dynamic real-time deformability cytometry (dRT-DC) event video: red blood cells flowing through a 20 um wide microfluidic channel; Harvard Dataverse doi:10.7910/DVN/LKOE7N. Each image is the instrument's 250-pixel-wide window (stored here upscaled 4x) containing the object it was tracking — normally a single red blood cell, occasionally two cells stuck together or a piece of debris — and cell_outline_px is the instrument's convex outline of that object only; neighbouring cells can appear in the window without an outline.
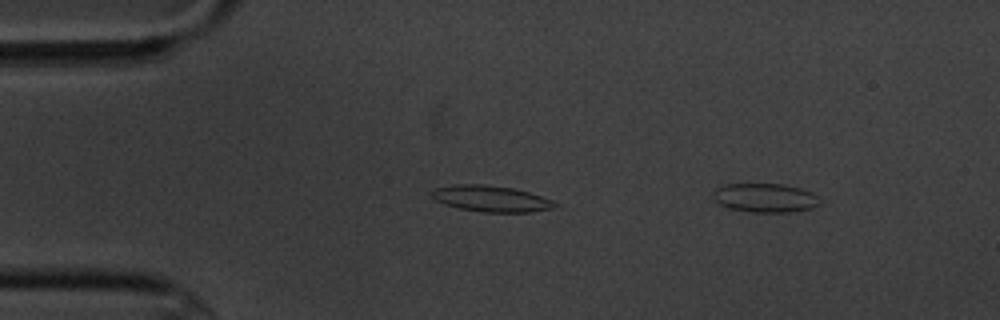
{"species": "common noctule bat (a hibernating species)", "species_latin": "Nyctalus noctula", "temperature_condition": "cold", "stored_images_in_passage": 6, "camera_frame_rate_fps": 3000, "um_per_image_px": 0.085, "animal": {"sex": "male", "body_mass_g": 20.1, "forearm_length_mm": 53.5}, "frame": {"image": 1, "passage_image": 1, "time_ms": 0.0, "image_size_px": [1000, 320], "cell_outline_px": [[820, 204], [812, 208], [792, 212], [752, 212], [728, 208], [720, 204], [716, 200], [716, 188], [724, 184], [784, 184], [800, 188], [812, 192], [816, 196]], "centroid_in_image_um": [65.07, 16.82], "position_along_channel_um": 19.9, "area_um2": 17.8}}
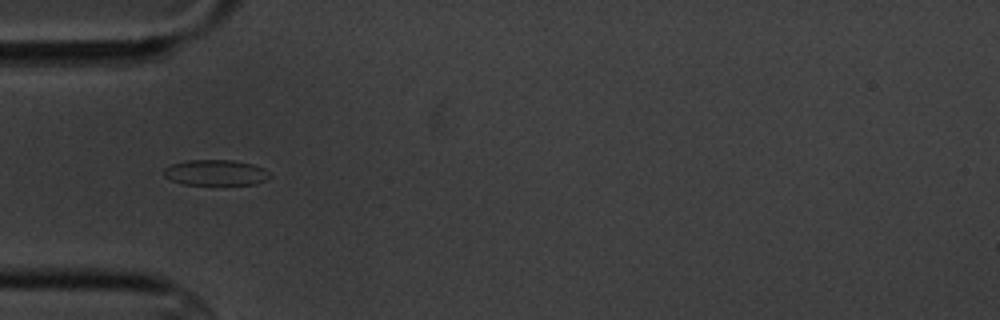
{"frame": {"image": 2, "passage_image": 4, "time_ms": 3.667, "image_size_px": [1000, 320], "cell_outline_px": [[272, 176], [256, 184], [184, 184], [172, 180], [164, 176], [164, 168], [172, 164], [188, 160], [232, 160], [252, 164], [264, 168]], "centroid_in_image_um": [18.34, 14.66], "position_along_channel_um": 66.7, "area_um2": 15.66}}
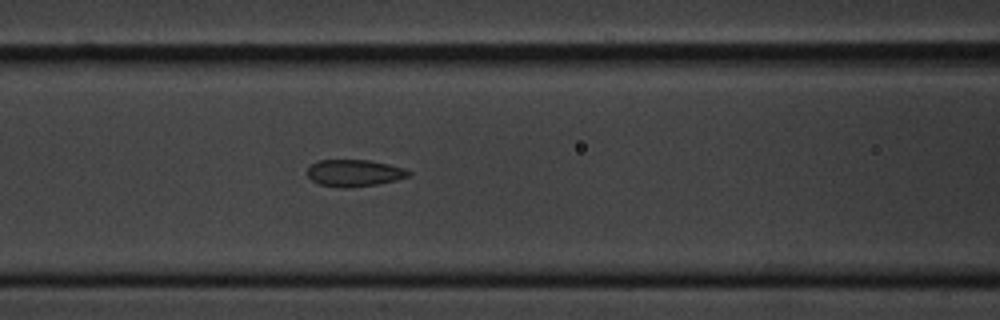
{"frame": {"image": 3, "passage_image": 6, "time_ms": 5.667, "image_size_px": [1000, 320], "cell_outline_px": [[412, 176], [396, 180], [376, 184], [344, 188], [340, 188], [320, 184], [312, 180], [308, 176], [308, 168], [312, 164], [320, 160], [368, 160], [388, 164], [404, 168], [412, 172]], "centroid_in_image_um": [30.15, 14.7], "position_along_channel_um": 136.5, "area_um2": 15.78}}